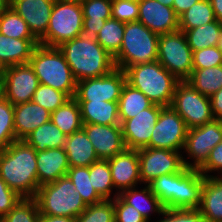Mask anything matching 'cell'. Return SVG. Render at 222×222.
<instances>
[{
  "mask_svg": "<svg viewBox=\"0 0 222 222\" xmlns=\"http://www.w3.org/2000/svg\"><path fill=\"white\" fill-rule=\"evenodd\" d=\"M0 177L21 197L34 198L39 189L36 150L24 140L0 149Z\"/></svg>",
  "mask_w": 222,
  "mask_h": 222,
  "instance_id": "6da1fadb",
  "label": "cell"
},
{
  "mask_svg": "<svg viewBox=\"0 0 222 222\" xmlns=\"http://www.w3.org/2000/svg\"><path fill=\"white\" fill-rule=\"evenodd\" d=\"M76 79L80 81L107 75L115 69L113 57L95 37L81 34L59 47Z\"/></svg>",
  "mask_w": 222,
  "mask_h": 222,
  "instance_id": "7a4b0ae2",
  "label": "cell"
},
{
  "mask_svg": "<svg viewBox=\"0 0 222 222\" xmlns=\"http://www.w3.org/2000/svg\"><path fill=\"white\" fill-rule=\"evenodd\" d=\"M126 82L141 91L154 104L169 107L179 80L158 61L128 66Z\"/></svg>",
  "mask_w": 222,
  "mask_h": 222,
  "instance_id": "3957f363",
  "label": "cell"
},
{
  "mask_svg": "<svg viewBox=\"0 0 222 222\" xmlns=\"http://www.w3.org/2000/svg\"><path fill=\"white\" fill-rule=\"evenodd\" d=\"M28 63L41 84L75 97L77 81L58 47L38 44Z\"/></svg>",
  "mask_w": 222,
  "mask_h": 222,
  "instance_id": "277c9868",
  "label": "cell"
},
{
  "mask_svg": "<svg viewBox=\"0 0 222 222\" xmlns=\"http://www.w3.org/2000/svg\"><path fill=\"white\" fill-rule=\"evenodd\" d=\"M40 214L77 218L86 208L78 190L66 175L41 185L35 195Z\"/></svg>",
  "mask_w": 222,
  "mask_h": 222,
  "instance_id": "5b68a950",
  "label": "cell"
},
{
  "mask_svg": "<svg viewBox=\"0 0 222 222\" xmlns=\"http://www.w3.org/2000/svg\"><path fill=\"white\" fill-rule=\"evenodd\" d=\"M159 35L139 21L125 23L119 52L113 57L116 68L155 62L158 60Z\"/></svg>",
  "mask_w": 222,
  "mask_h": 222,
  "instance_id": "8992f818",
  "label": "cell"
},
{
  "mask_svg": "<svg viewBox=\"0 0 222 222\" xmlns=\"http://www.w3.org/2000/svg\"><path fill=\"white\" fill-rule=\"evenodd\" d=\"M83 34V10L80 2L55 0L46 34L39 44L59 47Z\"/></svg>",
  "mask_w": 222,
  "mask_h": 222,
  "instance_id": "52a82bcc",
  "label": "cell"
},
{
  "mask_svg": "<svg viewBox=\"0 0 222 222\" xmlns=\"http://www.w3.org/2000/svg\"><path fill=\"white\" fill-rule=\"evenodd\" d=\"M192 49L181 30L159 35L158 62L179 81H187L193 71Z\"/></svg>",
  "mask_w": 222,
  "mask_h": 222,
  "instance_id": "ba28073f",
  "label": "cell"
},
{
  "mask_svg": "<svg viewBox=\"0 0 222 222\" xmlns=\"http://www.w3.org/2000/svg\"><path fill=\"white\" fill-rule=\"evenodd\" d=\"M171 107L183 118L188 129L214 119L210 97L201 94L187 81L177 83Z\"/></svg>",
  "mask_w": 222,
  "mask_h": 222,
  "instance_id": "9c48e42d",
  "label": "cell"
},
{
  "mask_svg": "<svg viewBox=\"0 0 222 222\" xmlns=\"http://www.w3.org/2000/svg\"><path fill=\"white\" fill-rule=\"evenodd\" d=\"M222 141V121L213 119L202 126L188 129L183 153L184 166L199 169L209 157L210 151ZM190 157L191 161H187Z\"/></svg>",
  "mask_w": 222,
  "mask_h": 222,
  "instance_id": "30bf717a",
  "label": "cell"
},
{
  "mask_svg": "<svg viewBox=\"0 0 222 222\" xmlns=\"http://www.w3.org/2000/svg\"><path fill=\"white\" fill-rule=\"evenodd\" d=\"M188 128L183 118L171 107H163L149 142L150 148L182 152Z\"/></svg>",
  "mask_w": 222,
  "mask_h": 222,
  "instance_id": "8fae6325",
  "label": "cell"
},
{
  "mask_svg": "<svg viewBox=\"0 0 222 222\" xmlns=\"http://www.w3.org/2000/svg\"><path fill=\"white\" fill-rule=\"evenodd\" d=\"M183 152L145 147L138 150L141 184H148L163 174L180 172L185 166Z\"/></svg>",
  "mask_w": 222,
  "mask_h": 222,
  "instance_id": "7c38bea8",
  "label": "cell"
},
{
  "mask_svg": "<svg viewBox=\"0 0 222 222\" xmlns=\"http://www.w3.org/2000/svg\"><path fill=\"white\" fill-rule=\"evenodd\" d=\"M125 83V71L115 68L107 75L78 81L74 98L77 101H118Z\"/></svg>",
  "mask_w": 222,
  "mask_h": 222,
  "instance_id": "4fadbf2b",
  "label": "cell"
},
{
  "mask_svg": "<svg viewBox=\"0 0 222 222\" xmlns=\"http://www.w3.org/2000/svg\"><path fill=\"white\" fill-rule=\"evenodd\" d=\"M5 98L13 105L32 101L40 82L29 63L6 67L3 71Z\"/></svg>",
  "mask_w": 222,
  "mask_h": 222,
  "instance_id": "5bb4252c",
  "label": "cell"
},
{
  "mask_svg": "<svg viewBox=\"0 0 222 222\" xmlns=\"http://www.w3.org/2000/svg\"><path fill=\"white\" fill-rule=\"evenodd\" d=\"M163 106L153 104L121 124L126 149L139 150L149 147L151 134Z\"/></svg>",
  "mask_w": 222,
  "mask_h": 222,
  "instance_id": "9a60e30c",
  "label": "cell"
},
{
  "mask_svg": "<svg viewBox=\"0 0 222 222\" xmlns=\"http://www.w3.org/2000/svg\"><path fill=\"white\" fill-rule=\"evenodd\" d=\"M100 160H108L126 149L121 125L83 123L82 128Z\"/></svg>",
  "mask_w": 222,
  "mask_h": 222,
  "instance_id": "2e32d148",
  "label": "cell"
},
{
  "mask_svg": "<svg viewBox=\"0 0 222 222\" xmlns=\"http://www.w3.org/2000/svg\"><path fill=\"white\" fill-rule=\"evenodd\" d=\"M137 21L158 35L179 30V17L174 9L157 0H139Z\"/></svg>",
  "mask_w": 222,
  "mask_h": 222,
  "instance_id": "e0dca14e",
  "label": "cell"
},
{
  "mask_svg": "<svg viewBox=\"0 0 222 222\" xmlns=\"http://www.w3.org/2000/svg\"><path fill=\"white\" fill-rule=\"evenodd\" d=\"M115 193L141 185L138 150L125 149L108 159Z\"/></svg>",
  "mask_w": 222,
  "mask_h": 222,
  "instance_id": "ac0fdd59",
  "label": "cell"
},
{
  "mask_svg": "<svg viewBox=\"0 0 222 222\" xmlns=\"http://www.w3.org/2000/svg\"><path fill=\"white\" fill-rule=\"evenodd\" d=\"M55 0H20L11 7L27 23L29 30L39 41L48 28Z\"/></svg>",
  "mask_w": 222,
  "mask_h": 222,
  "instance_id": "d6986e66",
  "label": "cell"
},
{
  "mask_svg": "<svg viewBox=\"0 0 222 222\" xmlns=\"http://www.w3.org/2000/svg\"><path fill=\"white\" fill-rule=\"evenodd\" d=\"M204 176L199 169L184 167L177 172V189L174 194V209L198 208L201 202Z\"/></svg>",
  "mask_w": 222,
  "mask_h": 222,
  "instance_id": "ffe728a7",
  "label": "cell"
},
{
  "mask_svg": "<svg viewBox=\"0 0 222 222\" xmlns=\"http://www.w3.org/2000/svg\"><path fill=\"white\" fill-rule=\"evenodd\" d=\"M36 160L39 187L66 176L70 168L64 148L36 151Z\"/></svg>",
  "mask_w": 222,
  "mask_h": 222,
  "instance_id": "44dd1931",
  "label": "cell"
},
{
  "mask_svg": "<svg viewBox=\"0 0 222 222\" xmlns=\"http://www.w3.org/2000/svg\"><path fill=\"white\" fill-rule=\"evenodd\" d=\"M51 120V112L33 101L14 105V130L17 140H24L28 134Z\"/></svg>",
  "mask_w": 222,
  "mask_h": 222,
  "instance_id": "7402d4cb",
  "label": "cell"
},
{
  "mask_svg": "<svg viewBox=\"0 0 222 222\" xmlns=\"http://www.w3.org/2000/svg\"><path fill=\"white\" fill-rule=\"evenodd\" d=\"M38 44L37 39H15L0 33L1 65L6 68L18 64H27Z\"/></svg>",
  "mask_w": 222,
  "mask_h": 222,
  "instance_id": "603a6c76",
  "label": "cell"
},
{
  "mask_svg": "<svg viewBox=\"0 0 222 222\" xmlns=\"http://www.w3.org/2000/svg\"><path fill=\"white\" fill-rule=\"evenodd\" d=\"M64 149L70 167H89L100 160L83 129L66 137Z\"/></svg>",
  "mask_w": 222,
  "mask_h": 222,
  "instance_id": "cb8c5ba5",
  "label": "cell"
},
{
  "mask_svg": "<svg viewBox=\"0 0 222 222\" xmlns=\"http://www.w3.org/2000/svg\"><path fill=\"white\" fill-rule=\"evenodd\" d=\"M198 209L206 222H222V177L204 178Z\"/></svg>",
  "mask_w": 222,
  "mask_h": 222,
  "instance_id": "d4e9b609",
  "label": "cell"
},
{
  "mask_svg": "<svg viewBox=\"0 0 222 222\" xmlns=\"http://www.w3.org/2000/svg\"><path fill=\"white\" fill-rule=\"evenodd\" d=\"M83 123L121 125L118 101H78Z\"/></svg>",
  "mask_w": 222,
  "mask_h": 222,
  "instance_id": "484cf974",
  "label": "cell"
},
{
  "mask_svg": "<svg viewBox=\"0 0 222 222\" xmlns=\"http://www.w3.org/2000/svg\"><path fill=\"white\" fill-rule=\"evenodd\" d=\"M139 186L131 187L118 194V196L126 203L133 206L147 222L151 220V214L157 213V216L162 214L164 205L152 193L148 184H145L143 189L136 188ZM150 219V220H149Z\"/></svg>",
  "mask_w": 222,
  "mask_h": 222,
  "instance_id": "4316f807",
  "label": "cell"
},
{
  "mask_svg": "<svg viewBox=\"0 0 222 222\" xmlns=\"http://www.w3.org/2000/svg\"><path fill=\"white\" fill-rule=\"evenodd\" d=\"M83 34L96 37L107 19L111 18L112 0H84Z\"/></svg>",
  "mask_w": 222,
  "mask_h": 222,
  "instance_id": "83f0119b",
  "label": "cell"
},
{
  "mask_svg": "<svg viewBox=\"0 0 222 222\" xmlns=\"http://www.w3.org/2000/svg\"><path fill=\"white\" fill-rule=\"evenodd\" d=\"M66 135L50 120L26 136L24 141L36 151L64 148Z\"/></svg>",
  "mask_w": 222,
  "mask_h": 222,
  "instance_id": "f1b7e54d",
  "label": "cell"
},
{
  "mask_svg": "<svg viewBox=\"0 0 222 222\" xmlns=\"http://www.w3.org/2000/svg\"><path fill=\"white\" fill-rule=\"evenodd\" d=\"M153 104L146 95L126 82L118 100L120 123L133 118Z\"/></svg>",
  "mask_w": 222,
  "mask_h": 222,
  "instance_id": "f546056e",
  "label": "cell"
},
{
  "mask_svg": "<svg viewBox=\"0 0 222 222\" xmlns=\"http://www.w3.org/2000/svg\"><path fill=\"white\" fill-rule=\"evenodd\" d=\"M51 121L66 135L82 130L83 121L78 101L68 99L62 106L51 112Z\"/></svg>",
  "mask_w": 222,
  "mask_h": 222,
  "instance_id": "4dcf8cb0",
  "label": "cell"
},
{
  "mask_svg": "<svg viewBox=\"0 0 222 222\" xmlns=\"http://www.w3.org/2000/svg\"><path fill=\"white\" fill-rule=\"evenodd\" d=\"M187 82L204 96L211 97L222 88V65L193 69Z\"/></svg>",
  "mask_w": 222,
  "mask_h": 222,
  "instance_id": "1f68e13d",
  "label": "cell"
},
{
  "mask_svg": "<svg viewBox=\"0 0 222 222\" xmlns=\"http://www.w3.org/2000/svg\"><path fill=\"white\" fill-rule=\"evenodd\" d=\"M221 30L222 23L216 20L190 30L181 31L186 35L188 45L194 52L217 46Z\"/></svg>",
  "mask_w": 222,
  "mask_h": 222,
  "instance_id": "d6a6232c",
  "label": "cell"
},
{
  "mask_svg": "<svg viewBox=\"0 0 222 222\" xmlns=\"http://www.w3.org/2000/svg\"><path fill=\"white\" fill-rule=\"evenodd\" d=\"M89 176L92 186L104 200H111L118 196L119 193H113L115 187L108 160H98L92 163L89 166Z\"/></svg>",
  "mask_w": 222,
  "mask_h": 222,
  "instance_id": "836d02e7",
  "label": "cell"
},
{
  "mask_svg": "<svg viewBox=\"0 0 222 222\" xmlns=\"http://www.w3.org/2000/svg\"><path fill=\"white\" fill-rule=\"evenodd\" d=\"M216 21L214 10L209 0H199L179 17V30H190Z\"/></svg>",
  "mask_w": 222,
  "mask_h": 222,
  "instance_id": "e575fe53",
  "label": "cell"
},
{
  "mask_svg": "<svg viewBox=\"0 0 222 222\" xmlns=\"http://www.w3.org/2000/svg\"><path fill=\"white\" fill-rule=\"evenodd\" d=\"M125 31V23L114 18L106 20L99 34L95 37L96 41L114 57L120 50Z\"/></svg>",
  "mask_w": 222,
  "mask_h": 222,
  "instance_id": "d590c367",
  "label": "cell"
},
{
  "mask_svg": "<svg viewBox=\"0 0 222 222\" xmlns=\"http://www.w3.org/2000/svg\"><path fill=\"white\" fill-rule=\"evenodd\" d=\"M0 33L15 39H36L26 21L12 7L0 12Z\"/></svg>",
  "mask_w": 222,
  "mask_h": 222,
  "instance_id": "8d00e7d4",
  "label": "cell"
},
{
  "mask_svg": "<svg viewBox=\"0 0 222 222\" xmlns=\"http://www.w3.org/2000/svg\"><path fill=\"white\" fill-rule=\"evenodd\" d=\"M66 175L70 178L87 206L104 200L92 186L89 167H70Z\"/></svg>",
  "mask_w": 222,
  "mask_h": 222,
  "instance_id": "74e56055",
  "label": "cell"
},
{
  "mask_svg": "<svg viewBox=\"0 0 222 222\" xmlns=\"http://www.w3.org/2000/svg\"><path fill=\"white\" fill-rule=\"evenodd\" d=\"M152 193L164 205V208L174 209V194L177 189V173L163 174L148 183Z\"/></svg>",
  "mask_w": 222,
  "mask_h": 222,
  "instance_id": "f35d334b",
  "label": "cell"
},
{
  "mask_svg": "<svg viewBox=\"0 0 222 222\" xmlns=\"http://www.w3.org/2000/svg\"><path fill=\"white\" fill-rule=\"evenodd\" d=\"M40 212L35 198L22 197L19 202L0 219V222H39Z\"/></svg>",
  "mask_w": 222,
  "mask_h": 222,
  "instance_id": "ab89813d",
  "label": "cell"
},
{
  "mask_svg": "<svg viewBox=\"0 0 222 222\" xmlns=\"http://www.w3.org/2000/svg\"><path fill=\"white\" fill-rule=\"evenodd\" d=\"M14 130V105L7 99L0 102V149L16 141Z\"/></svg>",
  "mask_w": 222,
  "mask_h": 222,
  "instance_id": "60d3db41",
  "label": "cell"
},
{
  "mask_svg": "<svg viewBox=\"0 0 222 222\" xmlns=\"http://www.w3.org/2000/svg\"><path fill=\"white\" fill-rule=\"evenodd\" d=\"M76 222H115L113 199L87 206Z\"/></svg>",
  "mask_w": 222,
  "mask_h": 222,
  "instance_id": "b9f144b4",
  "label": "cell"
},
{
  "mask_svg": "<svg viewBox=\"0 0 222 222\" xmlns=\"http://www.w3.org/2000/svg\"><path fill=\"white\" fill-rule=\"evenodd\" d=\"M68 99L65 93L56 90L50 86L41 84L34 92L32 101L50 112L55 111L62 106Z\"/></svg>",
  "mask_w": 222,
  "mask_h": 222,
  "instance_id": "7bdbcfd3",
  "label": "cell"
},
{
  "mask_svg": "<svg viewBox=\"0 0 222 222\" xmlns=\"http://www.w3.org/2000/svg\"><path fill=\"white\" fill-rule=\"evenodd\" d=\"M112 18L128 23L139 17V0H112Z\"/></svg>",
  "mask_w": 222,
  "mask_h": 222,
  "instance_id": "ee69618b",
  "label": "cell"
},
{
  "mask_svg": "<svg viewBox=\"0 0 222 222\" xmlns=\"http://www.w3.org/2000/svg\"><path fill=\"white\" fill-rule=\"evenodd\" d=\"M161 216L162 218L155 222H206L198 208H165Z\"/></svg>",
  "mask_w": 222,
  "mask_h": 222,
  "instance_id": "f6af8a7d",
  "label": "cell"
},
{
  "mask_svg": "<svg viewBox=\"0 0 222 222\" xmlns=\"http://www.w3.org/2000/svg\"><path fill=\"white\" fill-rule=\"evenodd\" d=\"M192 61L193 69L222 65V53L217 46L200 49L193 52Z\"/></svg>",
  "mask_w": 222,
  "mask_h": 222,
  "instance_id": "bcb514c9",
  "label": "cell"
},
{
  "mask_svg": "<svg viewBox=\"0 0 222 222\" xmlns=\"http://www.w3.org/2000/svg\"><path fill=\"white\" fill-rule=\"evenodd\" d=\"M115 222H147L133 206L126 204L119 196L113 199Z\"/></svg>",
  "mask_w": 222,
  "mask_h": 222,
  "instance_id": "7dc6e473",
  "label": "cell"
},
{
  "mask_svg": "<svg viewBox=\"0 0 222 222\" xmlns=\"http://www.w3.org/2000/svg\"><path fill=\"white\" fill-rule=\"evenodd\" d=\"M199 171L205 178L222 177V141L210 151L208 160L199 168ZM213 172L215 175L211 174Z\"/></svg>",
  "mask_w": 222,
  "mask_h": 222,
  "instance_id": "c3c4849f",
  "label": "cell"
},
{
  "mask_svg": "<svg viewBox=\"0 0 222 222\" xmlns=\"http://www.w3.org/2000/svg\"><path fill=\"white\" fill-rule=\"evenodd\" d=\"M22 197L10 189L0 177V219L5 216Z\"/></svg>",
  "mask_w": 222,
  "mask_h": 222,
  "instance_id": "681fc988",
  "label": "cell"
},
{
  "mask_svg": "<svg viewBox=\"0 0 222 222\" xmlns=\"http://www.w3.org/2000/svg\"><path fill=\"white\" fill-rule=\"evenodd\" d=\"M214 119L222 121V88L210 97Z\"/></svg>",
  "mask_w": 222,
  "mask_h": 222,
  "instance_id": "f907efd6",
  "label": "cell"
},
{
  "mask_svg": "<svg viewBox=\"0 0 222 222\" xmlns=\"http://www.w3.org/2000/svg\"><path fill=\"white\" fill-rule=\"evenodd\" d=\"M199 0H174L172 8L178 17H180L186 10H188L193 4H196Z\"/></svg>",
  "mask_w": 222,
  "mask_h": 222,
  "instance_id": "816d5d0a",
  "label": "cell"
},
{
  "mask_svg": "<svg viewBox=\"0 0 222 222\" xmlns=\"http://www.w3.org/2000/svg\"><path fill=\"white\" fill-rule=\"evenodd\" d=\"M39 222H76L75 218L40 214Z\"/></svg>",
  "mask_w": 222,
  "mask_h": 222,
  "instance_id": "f5cc1de1",
  "label": "cell"
},
{
  "mask_svg": "<svg viewBox=\"0 0 222 222\" xmlns=\"http://www.w3.org/2000/svg\"><path fill=\"white\" fill-rule=\"evenodd\" d=\"M209 1L214 10L216 20L222 23V0H209Z\"/></svg>",
  "mask_w": 222,
  "mask_h": 222,
  "instance_id": "db71d44e",
  "label": "cell"
},
{
  "mask_svg": "<svg viewBox=\"0 0 222 222\" xmlns=\"http://www.w3.org/2000/svg\"><path fill=\"white\" fill-rule=\"evenodd\" d=\"M5 81H4V73H0V102L5 100Z\"/></svg>",
  "mask_w": 222,
  "mask_h": 222,
  "instance_id": "11a10c76",
  "label": "cell"
},
{
  "mask_svg": "<svg viewBox=\"0 0 222 222\" xmlns=\"http://www.w3.org/2000/svg\"><path fill=\"white\" fill-rule=\"evenodd\" d=\"M9 7H10L9 0H0V12Z\"/></svg>",
  "mask_w": 222,
  "mask_h": 222,
  "instance_id": "9f6ffc18",
  "label": "cell"
},
{
  "mask_svg": "<svg viewBox=\"0 0 222 222\" xmlns=\"http://www.w3.org/2000/svg\"><path fill=\"white\" fill-rule=\"evenodd\" d=\"M157 1L165 6L172 7L174 0H157Z\"/></svg>",
  "mask_w": 222,
  "mask_h": 222,
  "instance_id": "6f0895ef",
  "label": "cell"
},
{
  "mask_svg": "<svg viewBox=\"0 0 222 222\" xmlns=\"http://www.w3.org/2000/svg\"><path fill=\"white\" fill-rule=\"evenodd\" d=\"M217 48L221 51L222 53V30L218 39V43H217Z\"/></svg>",
  "mask_w": 222,
  "mask_h": 222,
  "instance_id": "680465c9",
  "label": "cell"
},
{
  "mask_svg": "<svg viewBox=\"0 0 222 222\" xmlns=\"http://www.w3.org/2000/svg\"><path fill=\"white\" fill-rule=\"evenodd\" d=\"M59 1H71V2H83L84 0H59Z\"/></svg>",
  "mask_w": 222,
  "mask_h": 222,
  "instance_id": "91938a15",
  "label": "cell"
},
{
  "mask_svg": "<svg viewBox=\"0 0 222 222\" xmlns=\"http://www.w3.org/2000/svg\"><path fill=\"white\" fill-rule=\"evenodd\" d=\"M16 1H20V0H9L10 7H11Z\"/></svg>",
  "mask_w": 222,
  "mask_h": 222,
  "instance_id": "94428289",
  "label": "cell"
},
{
  "mask_svg": "<svg viewBox=\"0 0 222 222\" xmlns=\"http://www.w3.org/2000/svg\"><path fill=\"white\" fill-rule=\"evenodd\" d=\"M4 67L1 65V63H0V73H3V71H4Z\"/></svg>",
  "mask_w": 222,
  "mask_h": 222,
  "instance_id": "6125c7cd",
  "label": "cell"
}]
</instances>
